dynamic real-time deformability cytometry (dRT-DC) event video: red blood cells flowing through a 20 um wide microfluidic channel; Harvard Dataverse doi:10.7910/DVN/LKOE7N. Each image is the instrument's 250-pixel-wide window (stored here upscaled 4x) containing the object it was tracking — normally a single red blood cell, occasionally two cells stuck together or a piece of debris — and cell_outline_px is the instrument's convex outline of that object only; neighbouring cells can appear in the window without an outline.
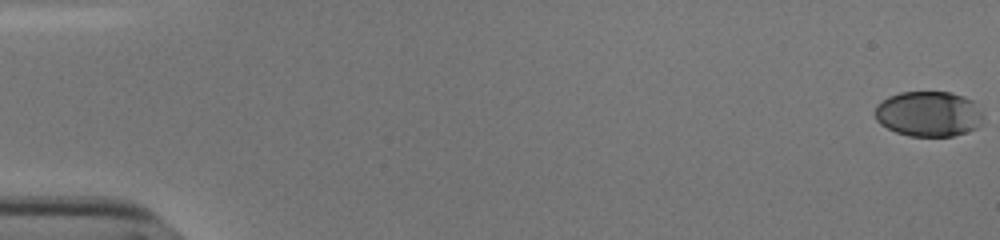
{"species": "human", "species_latin": "Homo sapiens", "temperature_condition": "cold", "stored_images_in_passage": 55, "camera_frame_rate_fps": 3000, "um_per_image_px": 0.085, "donor": {"sex": "male"}, "frame": {"image": 1, "passage_image": 1, "time_ms": 0.0, "image_size_px": [1000, 240], "cell_outline_px": [[984, 124], [976, 128], [952, 136], [908, 136], [896, 132], [880, 124], [876, 120], [876, 108], [888, 96], [900, 92], [952, 92], [964, 96], [972, 100], [984, 116]], "centroid_in_image_um": [78.97, 9.68], "position_along_channel_um": 6.0, "area_um2": 28.61}}
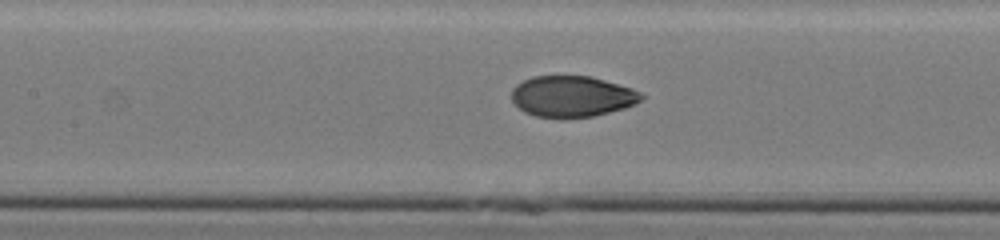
{"frame": {"image": 2, "passage_image": 27, "time_ms": 8.667, "image_size_px": [1000, 240], "cell_outline_px": [[644, 96], [640, 100], [624, 108], [592, 116], [536, 116], [524, 112], [512, 100], [512, 88], [516, 84], [532, 76], [588, 76], [604, 80], [632, 88], [640, 92]], "centroid_in_image_um": [48.6, 8.16], "position_along_channel_um": 158.8, "area_um2": 30.35}}
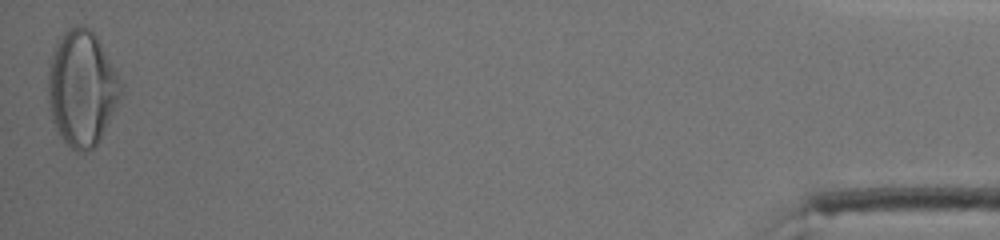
{"frame": {"image": 3, "passage_image": 55, "time_ms": 18.0, "image_size_px": [1000, 240], "cell_outline_px": [[120, 92], [116, 104], [100, 140], [92, 148], [84, 152], [76, 152], [60, 136], [52, 120], [48, 104], [48, 68], [52, 52], [56, 40], [68, 28], [76, 24], [88, 28], [96, 36], [116, 72], [120, 88]], "centroid_in_image_um": [6.9, 7.49], "position_along_channel_um": 428.3, "area_um2": 48.26}, "authors_computed_cell_mechanics": {"area_um2": 31.0386, "velocity_mm_per_s": 3.8304, "shape_relaxation_time_tau1_ms": 6.7423, "shape_relaxation_time_tau2_ms": null, "deformation_change_tau1": 0.2421, "deformation_change_tau2": null}}